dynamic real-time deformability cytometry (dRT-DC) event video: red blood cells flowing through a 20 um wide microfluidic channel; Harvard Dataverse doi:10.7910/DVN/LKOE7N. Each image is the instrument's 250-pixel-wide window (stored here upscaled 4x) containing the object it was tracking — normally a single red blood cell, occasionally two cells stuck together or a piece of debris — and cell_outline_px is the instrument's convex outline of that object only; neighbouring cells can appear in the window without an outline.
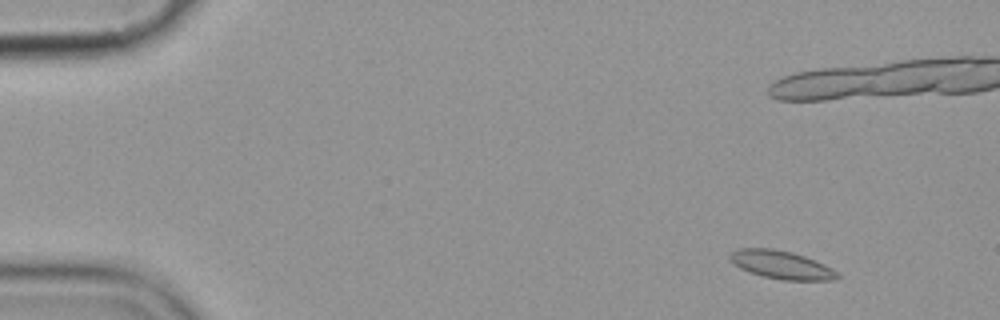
{"species": "common noctule bat (a hibernating species)", "species_latin": "Nyctalus noctula", "temperature_condition": "cold", "stored_images_in_passage": 7, "camera_frame_rate_fps": 3000, "um_per_image_px": 0.085, "animal": {"sex": "female", "body_mass_g": 19.9}, "frame": {"image": 1, "passage_image": 1, "time_ms": 0.0, "image_size_px": [1000, 320], "cell_outline_px": [[840, 276], [836, 280], [784, 280], [764, 276], [740, 268], [728, 256], [728, 252], [736, 248], [772, 248], [792, 252], [804, 256], [824, 264], [832, 268]], "centroid_in_image_um": [66.41, 22.49], "position_along_channel_um": 18.6, "area_um2": 17.51}}
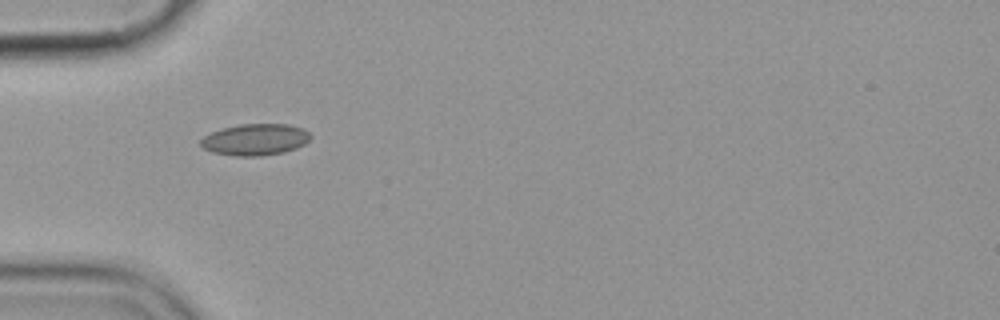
{"frame": {"image": 2, "passage_image": 6, "time_ms": 6.667, "image_size_px": [1000, 320], "cell_outline_px": [[312, 136], [304, 144], [296, 148], [284, 152], [260, 156], [236, 156], [212, 152], [204, 148], [200, 144], [200, 140], [204, 136], [212, 132], [224, 128], [240, 124], [288, 124], [304, 128]], "centroid_in_image_um": [21.71, 11.86], "position_along_channel_um": 63.3, "area_um2": 20.11}}
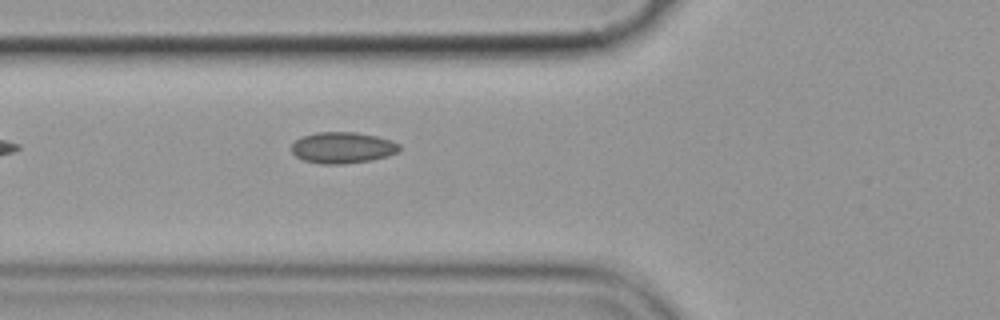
{"frame": {"image": 3, "passage_image": 7, "time_ms": 7.667, "image_size_px": [1000, 320], "cell_outline_px": [[400, 148], [396, 152], [388, 156], [372, 160], [344, 164], [320, 164], [304, 160], [296, 156], [292, 152], [292, 144], [296, 140], [304, 136], [316, 132], [356, 132], [376, 136], [392, 140], [400, 144]], "centroid_in_image_um": [29.13, 12.55], "position_along_channel_um": 96.7, "area_um2": 19.65}}